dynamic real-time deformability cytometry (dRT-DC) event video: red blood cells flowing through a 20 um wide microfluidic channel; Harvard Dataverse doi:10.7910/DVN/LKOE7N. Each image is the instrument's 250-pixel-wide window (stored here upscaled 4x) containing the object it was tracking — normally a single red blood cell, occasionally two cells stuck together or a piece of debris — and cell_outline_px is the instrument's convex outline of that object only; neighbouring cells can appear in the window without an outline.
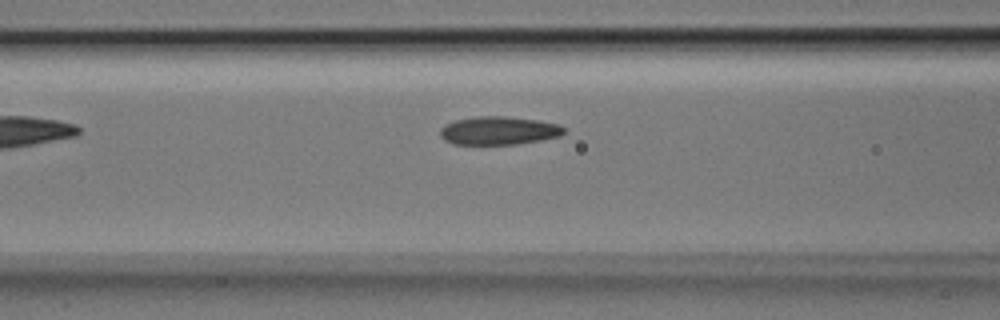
{"species": "Egyptian fruit bat (a non-hibernating species)", "species_latin": "Rousettus aegyptiacus", "temperature_condition": "room temperature", "stored_images_in_passage": 7, "camera_frame_rate_fps": 3000, "um_per_image_px": 0.085, "animal": {"sex": "male"}, "frame": {"image": 1, "passage_image": 7, "time_ms": 2.0, "image_size_px": [1000, 320], "cell_outline_px": [[564, 132], [560, 136], [540, 140], [516, 144], [452, 144], [444, 140], [440, 136], [440, 128], [444, 124], [456, 120], [476, 116], [504, 116], [536, 120], [560, 124], [564, 128]], "centroid_in_image_um": [42.36, 11.1], "position_along_channel_um": 124.2, "area_um2": 20.4}}